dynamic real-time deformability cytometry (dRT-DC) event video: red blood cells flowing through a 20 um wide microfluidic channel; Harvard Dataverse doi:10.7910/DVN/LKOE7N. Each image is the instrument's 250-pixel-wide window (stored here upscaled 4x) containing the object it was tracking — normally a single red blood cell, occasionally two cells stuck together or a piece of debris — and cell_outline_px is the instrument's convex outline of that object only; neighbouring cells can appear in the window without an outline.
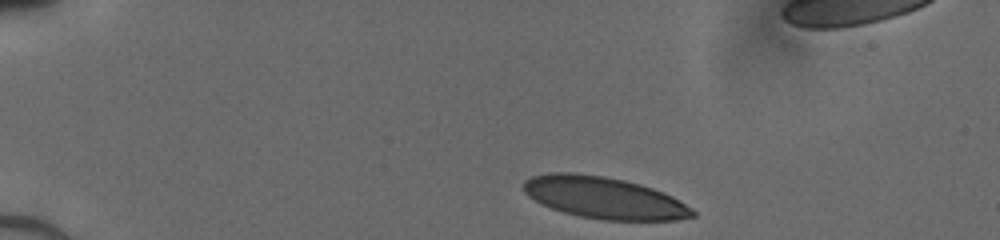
{"species": "human", "species_latin": "Homo sapiens", "temperature_condition": "cold", "stored_images_in_passage": 35, "camera_frame_rate_fps": 3000, "um_per_image_px": 0.085, "donor": {"sex": "male"}, "frame": {"image": 1, "passage_image": 1, "time_ms": 0.0, "image_size_px": [1000, 240], "cell_outline_px": [[696, 216], [676, 220], [604, 220], [580, 216], [564, 212], [552, 208], [528, 196], [524, 192], [524, 180], [532, 176], [552, 172], [572, 172], [604, 176], [624, 180], [640, 184], [652, 188], [672, 196], [680, 200], [692, 208], [696, 212]], "centroid_in_image_um": [51.37, 16.8], "position_along_channel_um": 33.6, "area_um2": 40.98}}
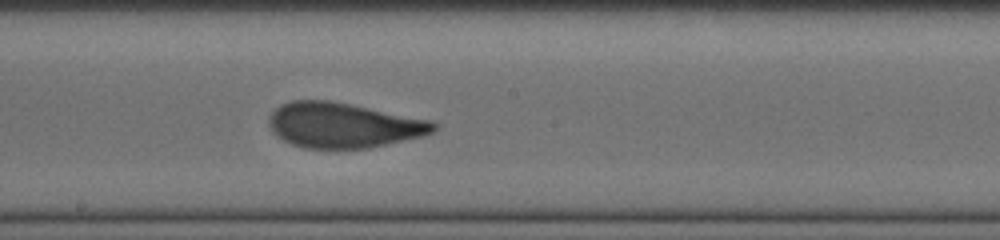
{"frame": {"image": 2, "passage_image": 20, "time_ms": 6.333, "image_size_px": [1000, 240], "cell_outline_px": [[436, 128], [432, 132], [424, 136], [368, 148], [304, 148], [292, 144], [276, 136], [272, 132], [268, 124], [268, 116], [280, 104], [292, 100], [328, 100], [432, 120], [436, 124]], "centroid_in_image_um": [29.15, 10.64], "position_along_channel_um": 219.1, "area_um2": 43.23}}
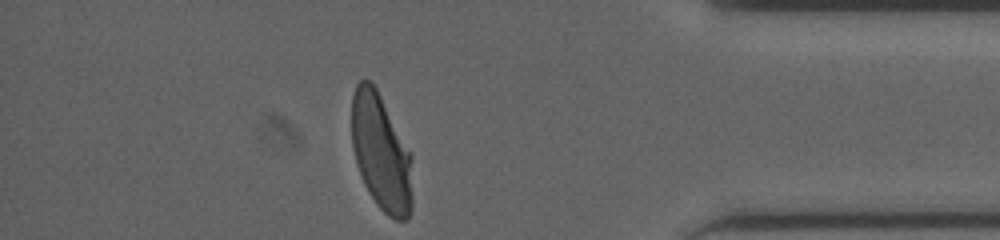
{"frame": {"image": 3, "passage_image": 35, "time_ms": 11.333, "image_size_px": [1000, 240], "cell_outline_px": [[412, 208], [408, 220], [392, 220], [376, 204], [368, 192], [364, 184], [356, 164], [352, 148], [352, 96], [356, 84], [360, 80], [368, 80], [376, 88], [412, 152]], "centroid_in_image_um": [32.41, 13.0], "position_along_channel_um": 402.8, "area_um2": 41.91}}